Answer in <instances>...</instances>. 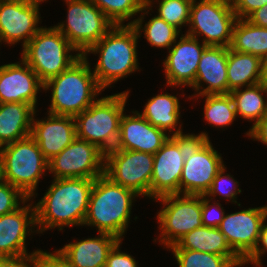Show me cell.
I'll return each instance as SVG.
<instances>
[{
    "mask_svg": "<svg viewBox=\"0 0 267 267\" xmlns=\"http://www.w3.org/2000/svg\"><path fill=\"white\" fill-rule=\"evenodd\" d=\"M267 218L264 220L261 229L260 235L257 242V245L254 251L243 261L244 266L247 264H253L256 267H263L261 262V256L267 252Z\"/></svg>",
    "mask_w": 267,
    "mask_h": 267,
    "instance_id": "ab89813d",
    "label": "cell"
},
{
    "mask_svg": "<svg viewBox=\"0 0 267 267\" xmlns=\"http://www.w3.org/2000/svg\"><path fill=\"white\" fill-rule=\"evenodd\" d=\"M173 252L179 267H241L239 257H225L212 253L187 249H169Z\"/></svg>",
    "mask_w": 267,
    "mask_h": 267,
    "instance_id": "d6a6232c",
    "label": "cell"
},
{
    "mask_svg": "<svg viewBox=\"0 0 267 267\" xmlns=\"http://www.w3.org/2000/svg\"><path fill=\"white\" fill-rule=\"evenodd\" d=\"M266 218V205L225 214L218 228L233 252L242 261L254 251L261 226Z\"/></svg>",
    "mask_w": 267,
    "mask_h": 267,
    "instance_id": "9a60e30c",
    "label": "cell"
},
{
    "mask_svg": "<svg viewBox=\"0 0 267 267\" xmlns=\"http://www.w3.org/2000/svg\"><path fill=\"white\" fill-rule=\"evenodd\" d=\"M6 259H7V258H6L4 255L0 254V265H1Z\"/></svg>",
    "mask_w": 267,
    "mask_h": 267,
    "instance_id": "681fc988",
    "label": "cell"
},
{
    "mask_svg": "<svg viewBox=\"0 0 267 267\" xmlns=\"http://www.w3.org/2000/svg\"><path fill=\"white\" fill-rule=\"evenodd\" d=\"M132 113L133 115L123 114L119 138L114 149L135 150L154 155L170 135L150 124L139 111Z\"/></svg>",
    "mask_w": 267,
    "mask_h": 267,
    "instance_id": "44dd1931",
    "label": "cell"
},
{
    "mask_svg": "<svg viewBox=\"0 0 267 267\" xmlns=\"http://www.w3.org/2000/svg\"><path fill=\"white\" fill-rule=\"evenodd\" d=\"M129 91L98 98L90 107L77 114L76 137L95 144L104 153L113 150L120 133Z\"/></svg>",
    "mask_w": 267,
    "mask_h": 267,
    "instance_id": "5b68a950",
    "label": "cell"
},
{
    "mask_svg": "<svg viewBox=\"0 0 267 267\" xmlns=\"http://www.w3.org/2000/svg\"><path fill=\"white\" fill-rule=\"evenodd\" d=\"M3 145L0 143V156L2 155Z\"/></svg>",
    "mask_w": 267,
    "mask_h": 267,
    "instance_id": "f907efd6",
    "label": "cell"
},
{
    "mask_svg": "<svg viewBox=\"0 0 267 267\" xmlns=\"http://www.w3.org/2000/svg\"><path fill=\"white\" fill-rule=\"evenodd\" d=\"M67 18L55 27L84 55L114 24L91 0H64Z\"/></svg>",
    "mask_w": 267,
    "mask_h": 267,
    "instance_id": "ba28073f",
    "label": "cell"
},
{
    "mask_svg": "<svg viewBox=\"0 0 267 267\" xmlns=\"http://www.w3.org/2000/svg\"><path fill=\"white\" fill-rule=\"evenodd\" d=\"M205 96L204 105V119L210 124L211 127L223 128L229 126L236 120V111L232 97L230 94H208L203 96H189L188 98L194 99Z\"/></svg>",
    "mask_w": 267,
    "mask_h": 267,
    "instance_id": "4dcf8cb0",
    "label": "cell"
},
{
    "mask_svg": "<svg viewBox=\"0 0 267 267\" xmlns=\"http://www.w3.org/2000/svg\"><path fill=\"white\" fill-rule=\"evenodd\" d=\"M170 47L169 54L163 60V68L167 86L189 88L194 84L200 57L207 47L199 43L198 38L187 34L181 37Z\"/></svg>",
    "mask_w": 267,
    "mask_h": 267,
    "instance_id": "e0dca14e",
    "label": "cell"
},
{
    "mask_svg": "<svg viewBox=\"0 0 267 267\" xmlns=\"http://www.w3.org/2000/svg\"><path fill=\"white\" fill-rule=\"evenodd\" d=\"M193 0L190 7L189 29L185 34L198 38L207 46L230 47L233 27L237 20L231 6L219 0Z\"/></svg>",
    "mask_w": 267,
    "mask_h": 267,
    "instance_id": "8fae6325",
    "label": "cell"
},
{
    "mask_svg": "<svg viewBox=\"0 0 267 267\" xmlns=\"http://www.w3.org/2000/svg\"><path fill=\"white\" fill-rule=\"evenodd\" d=\"M2 159L5 182L18 188L33 200L39 180L48 171V160L35 140L28 136L3 146Z\"/></svg>",
    "mask_w": 267,
    "mask_h": 267,
    "instance_id": "52a82bcc",
    "label": "cell"
},
{
    "mask_svg": "<svg viewBox=\"0 0 267 267\" xmlns=\"http://www.w3.org/2000/svg\"><path fill=\"white\" fill-rule=\"evenodd\" d=\"M19 1H25V2H29V3H38V4H40L41 2H44L46 0H19Z\"/></svg>",
    "mask_w": 267,
    "mask_h": 267,
    "instance_id": "c3c4849f",
    "label": "cell"
},
{
    "mask_svg": "<svg viewBox=\"0 0 267 267\" xmlns=\"http://www.w3.org/2000/svg\"><path fill=\"white\" fill-rule=\"evenodd\" d=\"M105 153L95 144L75 138L58 155L48 161L53 178L96 179L104 174Z\"/></svg>",
    "mask_w": 267,
    "mask_h": 267,
    "instance_id": "5bb4252c",
    "label": "cell"
},
{
    "mask_svg": "<svg viewBox=\"0 0 267 267\" xmlns=\"http://www.w3.org/2000/svg\"><path fill=\"white\" fill-rule=\"evenodd\" d=\"M230 48L235 52L249 53L263 59L267 55V28L237 18Z\"/></svg>",
    "mask_w": 267,
    "mask_h": 267,
    "instance_id": "83f0119b",
    "label": "cell"
},
{
    "mask_svg": "<svg viewBox=\"0 0 267 267\" xmlns=\"http://www.w3.org/2000/svg\"><path fill=\"white\" fill-rule=\"evenodd\" d=\"M5 182L4 178V166H3V159L2 156H0V184Z\"/></svg>",
    "mask_w": 267,
    "mask_h": 267,
    "instance_id": "bcb514c9",
    "label": "cell"
},
{
    "mask_svg": "<svg viewBox=\"0 0 267 267\" xmlns=\"http://www.w3.org/2000/svg\"><path fill=\"white\" fill-rule=\"evenodd\" d=\"M116 26L124 23L142 11L152 9L154 0H91ZM153 1V2H152ZM125 21V22H124Z\"/></svg>",
    "mask_w": 267,
    "mask_h": 267,
    "instance_id": "1f68e13d",
    "label": "cell"
},
{
    "mask_svg": "<svg viewBox=\"0 0 267 267\" xmlns=\"http://www.w3.org/2000/svg\"><path fill=\"white\" fill-rule=\"evenodd\" d=\"M262 82L267 86V55L262 59Z\"/></svg>",
    "mask_w": 267,
    "mask_h": 267,
    "instance_id": "f6af8a7d",
    "label": "cell"
},
{
    "mask_svg": "<svg viewBox=\"0 0 267 267\" xmlns=\"http://www.w3.org/2000/svg\"><path fill=\"white\" fill-rule=\"evenodd\" d=\"M35 112L28 103H0V143L4 146L30 136Z\"/></svg>",
    "mask_w": 267,
    "mask_h": 267,
    "instance_id": "cb8c5ba5",
    "label": "cell"
},
{
    "mask_svg": "<svg viewBox=\"0 0 267 267\" xmlns=\"http://www.w3.org/2000/svg\"><path fill=\"white\" fill-rule=\"evenodd\" d=\"M139 38L132 25H114L84 54L85 57L91 53L99 54L93 74L103 90L127 75L139 71Z\"/></svg>",
    "mask_w": 267,
    "mask_h": 267,
    "instance_id": "7a4b0ae2",
    "label": "cell"
},
{
    "mask_svg": "<svg viewBox=\"0 0 267 267\" xmlns=\"http://www.w3.org/2000/svg\"><path fill=\"white\" fill-rule=\"evenodd\" d=\"M149 11L150 8L143 7L142 11L139 13L140 16L133 21L127 22L126 25H132L136 29L139 37H141V32H143L144 38H146L151 46L167 48L169 50L175 43L176 39L179 38L181 34L180 31L173 25L168 24L166 21L159 18L157 15L149 19L144 27H142L145 19L144 16H147Z\"/></svg>",
    "mask_w": 267,
    "mask_h": 267,
    "instance_id": "f546056e",
    "label": "cell"
},
{
    "mask_svg": "<svg viewBox=\"0 0 267 267\" xmlns=\"http://www.w3.org/2000/svg\"><path fill=\"white\" fill-rule=\"evenodd\" d=\"M153 154L113 149L105 153L104 175L115 184L135 191L139 197L150 198Z\"/></svg>",
    "mask_w": 267,
    "mask_h": 267,
    "instance_id": "4fadbf2b",
    "label": "cell"
},
{
    "mask_svg": "<svg viewBox=\"0 0 267 267\" xmlns=\"http://www.w3.org/2000/svg\"><path fill=\"white\" fill-rule=\"evenodd\" d=\"M228 47L207 46L203 51L197 68L194 84L196 92L192 96L208 94H228L227 79ZM202 83L207 86L202 87Z\"/></svg>",
    "mask_w": 267,
    "mask_h": 267,
    "instance_id": "7402d4cb",
    "label": "cell"
},
{
    "mask_svg": "<svg viewBox=\"0 0 267 267\" xmlns=\"http://www.w3.org/2000/svg\"><path fill=\"white\" fill-rule=\"evenodd\" d=\"M225 171L226 167L224 165L215 176L213 183L205 196L210 197L212 200L214 199V196L216 197L219 195V197L221 196L220 198L224 197L227 201H231L236 204L237 194L242 191L239 187V182L236 181L230 174H225Z\"/></svg>",
    "mask_w": 267,
    "mask_h": 267,
    "instance_id": "e575fe53",
    "label": "cell"
},
{
    "mask_svg": "<svg viewBox=\"0 0 267 267\" xmlns=\"http://www.w3.org/2000/svg\"><path fill=\"white\" fill-rule=\"evenodd\" d=\"M196 139L194 134L170 136L153 155V174L150 182V199L170 194H180V178L189 145Z\"/></svg>",
    "mask_w": 267,
    "mask_h": 267,
    "instance_id": "7c38bea8",
    "label": "cell"
},
{
    "mask_svg": "<svg viewBox=\"0 0 267 267\" xmlns=\"http://www.w3.org/2000/svg\"><path fill=\"white\" fill-rule=\"evenodd\" d=\"M93 184L89 178H54L41 200L35 201V233L83 226Z\"/></svg>",
    "mask_w": 267,
    "mask_h": 267,
    "instance_id": "6da1fadb",
    "label": "cell"
},
{
    "mask_svg": "<svg viewBox=\"0 0 267 267\" xmlns=\"http://www.w3.org/2000/svg\"><path fill=\"white\" fill-rule=\"evenodd\" d=\"M32 121L31 137L49 161L69 146L76 138V122L72 116L47 113L45 119Z\"/></svg>",
    "mask_w": 267,
    "mask_h": 267,
    "instance_id": "ffe728a7",
    "label": "cell"
},
{
    "mask_svg": "<svg viewBox=\"0 0 267 267\" xmlns=\"http://www.w3.org/2000/svg\"><path fill=\"white\" fill-rule=\"evenodd\" d=\"M20 62L0 66V103H28L36 109L44 83L22 58Z\"/></svg>",
    "mask_w": 267,
    "mask_h": 267,
    "instance_id": "d6986e66",
    "label": "cell"
},
{
    "mask_svg": "<svg viewBox=\"0 0 267 267\" xmlns=\"http://www.w3.org/2000/svg\"><path fill=\"white\" fill-rule=\"evenodd\" d=\"M180 108L179 98L169 93H163L148 99V102L144 106L143 113L140 114L153 126L166 133L168 131L170 136H183L186 134H183V124L179 122L181 117Z\"/></svg>",
    "mask_w": 267,
    "mask_h": 267,
    "instance_id": "d4e9b609",
    "label": "cell"
},
{
    "mask_svg": "<svg viewBox=\"0 0 267 267\" xmlns=\"http://www.w3.org/2000/svg\"><path fill=\"white\" fill-rule=\"evenodd\" d=\"M119 240L109 251L105 267H138V263L133 256L126 252H121Z\"/></svg>",
    "mask_w": 267,
    "mask_h": 267,
    "instance_id": "f35d334b",
    "label": "cell"
},
{
    "mask_svg": "<svg viewBox=\"0 0 267 267\" xmlns=\"http://www.w3.org/2000/svg\"><path fill=\"white\" fill-rule=\"evenodd\" d=\"M267 4V0H238L232 7L236 17L239 19H246L256 9Z\"/></svg>",
    "mask_w": 267,
    "mask_h": 267,
    "instance_id": "60d3db41",
    "label": "cell"
},
{
    "mask_svg": "<svg viewBox=\"0 0 267 267\" xmlns=\"http://www.w3.org/2000/svg\"><path fill=\"white\" fill-rule=\"evenodd\" d=\"M243 87L230 92L233 99L236 115L244 120L254 121L255 125L265 114H267V86L260 82L258 84Z\"/></svg>",
    "mask_w": 267,
    "mask_h": 267,
    "instance_id": "f1b7e54d",
    "label": "cell"
},
{
    "mask_svg": "<svg viewBox=\"0 0 267 267\" xmlns=\"http://www.w3.org/2000/svg\"><path fill=\"white\" fill-rule=\"evenodd\" d=\"M189 145L180 178V194L206 195L223 163L220 152L213 148L207 132L194 134Z\"/></svg>",
    "mask_w": 267,
    "mask_h": 267,
    "instance_id": "9c48e42d",
    "label": "cell"
},
{
    "mask_svg": "<svg viewBox=\"0 0 267 267\" xmlns=\"http://www.w3.org/2000/svg\"><path fill=\"white\" fill-rule=\"evenodd\" d=\"M30 201L18 188L8 182L0 184V216L11 213L24 202Z\"/></svg>",
    "mask_w": 267,
    "mask_h": 267,
    "instance_id": "d590c367",
    "label": "cell"
},
{
    "mask_svg": "<svg viewBox=\"0 0 267 267\" xmlns=\"http://www.w3.org/2000/svg\"><path fill=\"white\" fill-rule=\"evenodd\" d=\"M40 4L19 0H0V43L9 46L22 41L24 47L42 27Z\"/></svg>",
    "mask_w": 267,
    "mask_h": 267,
    "instance_id": "2e32d148",
    "label": "cell"
},
{
    "mask_svg": "<svg viewBox=\"0 0 267 267\" xmlns=\"http://www.w3.org/2000/svg\"><path fill=\"white\" fill-rule=\"evenodd\" d=\"M246 19L256 26L267 28V4L256 9Z\"/></svg>",
    "mask_w": 267,
    "mask_h": 267,
    "instance_id": "7bdbcfd3",
    "label": "cell"
},
{
    "mask_svg": "<svg viewBox=\"0 0 267 267\" xmlns=\"http://www.w3.org/2000/svg\"><path fill=\"white\" fill-rule=\"evenodd\" d=\"M32 267H73L56 249L51 252L38 250L33 256Z\"/></svg>",
    "mask_w": 267,
    "mask_h": 267,
    "instance_id": "74e56055",
    "label": "cell"
},
{
    "mask_svg": "<svg viewBox=\"0 0 267 267\" xmlns=\"http://www.w3.org/2000/svg\"><path fill=\"white\" fill-rule=\"evenodd\" d=\"M251 139L260 141L267 146V114H265L255 125L246 132Z\"/></svg>",
    "mask_w": 267,
    "mask_h": 267,
    "instance_id": "b9f144b4",
    "label": "cell"
},
{
    "mask_svg": "<svg viewBox=\"0 0 267 267\" xmlns=\"http://www.w3.org/2000/svg\"><path fill=\"white\" fill-rule=\"evenodd\" d=\"M168 249H187L225 257H238L228 245L224 234L217 227L202 226L181 237Z\"/></svg>",
    "mask_w": 267,
    "mask_h": 267,
    "instance_id": "4316f807",
    "label": "cell"
},
{
    "mask_svg": "<svg viewBox=\"0 0 267 267\" xmlns=\"http://www.w3.org/2000/svg\"><path fill=\"white\" fill-rule=\"evenodd\" d=\"M119 240L98 232L97 237L70 242L58 251L73 267H105L109 251Z\"/></svg>",
    "mask_w": 267,
    "mask_h": 267,
    "instance_id": "603a6c76",
    "label": "cell"
},
{
    "mask_svg": "<svg viewBox=\"0 0 267 267\" xmlns=\"http://www.w3.org/2000/svg\"><path fill=\"white\" fill-rule=\"evenodd\" d=\"M192 1L193 0H156L155 3L159 4L157 6V16L181 31L182 26L189 25Z\"/></svg>",
    "mask_w": 267,
    "mask_h": 267,
    "instance_id": "836d02e7",
    "label": "cell"
},
{
    "mask_svg": "<svg viewBox=\"0 0 267 267\" xmlns=\"http://www.w3.org/2000/svg\"><path fill=\"white\" fill-rule=\"evenodd\" d=\"M88 58L82 55L69 68L44 83V91L51 90L50 114L75 117L104 91L97 83Z\"/></svg>",
    "mask_w": 267,
    "mask_h": 267,
    "instance_id": "277c9868",
    "label": "cell"
},
{
    "mask_svg": "<svg viewBox=\"0 0 267 267\" xmlns=\"http://www.w3.org/2000/svg\"><path fill=\"white\" fill-rule=\"evenodd\" d=\"M138 196L103 174L94 179L83 226H95L99 233H109L123 240L130 223L132 203Z\"/></svg>",
    "mask_w": 267,
    "mask_h": 267,
    "instance_id": "3957f363",
    "label": "cell"
},
{
    "mask_svg": "<svg viewBox=\"0 0 267 267\" xmlns=\"http://www.w3.org/2000/svg\"><path fill=\"white\" fill-rule=\"evenodd\" d=\"M21 58L45 83L69 68L82 55L55 27H43L22 48ZM77 53L73 54L72 53Z\"/></svg>",
    "mask_w": 267,
    "mask_h": 267,
    "instance_id": "8992f818",
    "label": "cell"
},
{
    "mask_svg": "<svg viewBox=\"0 0 267 267\" xmlns=\"http://www.w3.org/2000/svg\"><path fill=\"white\" fill-rule=\"evenodd\" d=\"M221 3H224L226 5H229L231 7H233L237 2L238 0H219Z\"/></svg>",
    "mask_w": 267,
    "mask_h": 267,
    "instance_id": "7dc6e473",
    "label": "cell"
},
{
    "mask_svg": "<svg viewBox=\"0 0 267 267\" xmlns=\"http://www.w3.org/2000/svg\"><path fill=\"white\" fill-rule=\"evenodd\" d=\"M163 205L157 214L160 244L170 246L202 224V195L170 194L157 199Z\"/></svg>",
    "mask_w": 267,
    "mask_h": 267,
    "instance_id": "30bf717a",
    "label": "cell"
},
{
    "mask_svg": "<svg viewBox=\"0 0 267 267\" xmlns=\"http://www.w3.org/2000/svg\"><path fill=\"white\" fill-rule=\"evenodd\" d=\"M33 256H23L18 258H7L0 267H32Z\"/></svg>",
    "mask_w": 267,
    "mask_h": 267,
    "instance_id": "ee69618b",
    "label": "cell"
},
{
    "mask_svg": "<svg viewBox=\"0 0 267 267\" xmlns=\"http://www.w3.org/2000/svg\"><path fill=\"white\" fill-rule=\"evenodd\" d=\"M227 79L228 93L262 82V59L228 47Z\"/></svg>",
    "mask_w": 267,
    "mask_h": 267,
    "instance_id": "484cf974",
    "label": "cell"
},
{
    "mask_svg": "<svg viewBox=\"0 0 267 267\" xmlns=\"http://www.w3.org/2000/svg\"><path fill=\"white\" fill-rule=\"evenodd\" d=\"M32 204L30 202L26 205L24 202L13 212L0 216V254L6 258L34 256L38 251L28 253L25 243L27 235L34 233L37 227L35 207Z\"/></svg>",
    "mask_w": 267,
    "mask_h": 267,
    "instance_id": "ac0fdd59",
    "label": "cell"
},
{
    "mask_svg": "<svg viewBox=\"0 0 267 267\" xmlns=\"http://www.w3.org/2000/svg\"><path fill=\"white\" fill-rule=\"evenodd\" d=\"M212 201V203H211ZM202 195V224L207 227H219L225 216L222 205Z\"/></svg>",
    "mask_w": 267,
    "mask_h": 267,
    "instance_id": "8d00e7d4",
    "label": "cell"
}]
</instances>
